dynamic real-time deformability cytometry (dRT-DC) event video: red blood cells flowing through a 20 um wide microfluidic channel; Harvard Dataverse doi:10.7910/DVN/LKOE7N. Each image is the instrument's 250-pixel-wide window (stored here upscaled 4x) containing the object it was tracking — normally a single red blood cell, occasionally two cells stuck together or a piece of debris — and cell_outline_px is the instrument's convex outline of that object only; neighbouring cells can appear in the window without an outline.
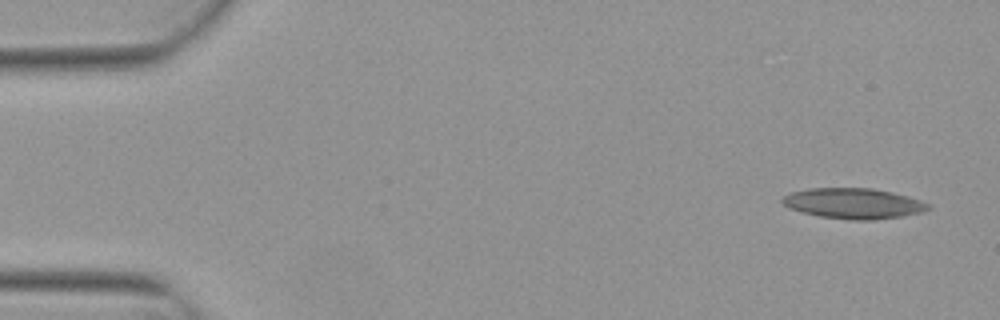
{"species": "Egyptian fruit bat (a non-hibernating species)", "species_latin": "Rousettus aegyptiacus", "temperature_condition": "warm", "stored_images_in_passage": 5, "camera_frame_rate_fps": 3000, "um_per_image_px": 0.085, "animal": {"sex": "female"}, "frame": {"image": 1, "passage_image": 1, "time_ms": 0.0, "image_size_px": [1000, 320], "cell_outline_px": [[932, 208], [924, 212], [904, 216], [872, 220], [852, 220], [820, 216], [788, 208], [780, 200], [784, 196], [792, 192], [808, 188], [872, 188], [908, 196], [932, 204]], "centroid_in_image_um": [72.6, 17.29], "position_along_channel_um": 12.4, "area_um2": 26.01}}
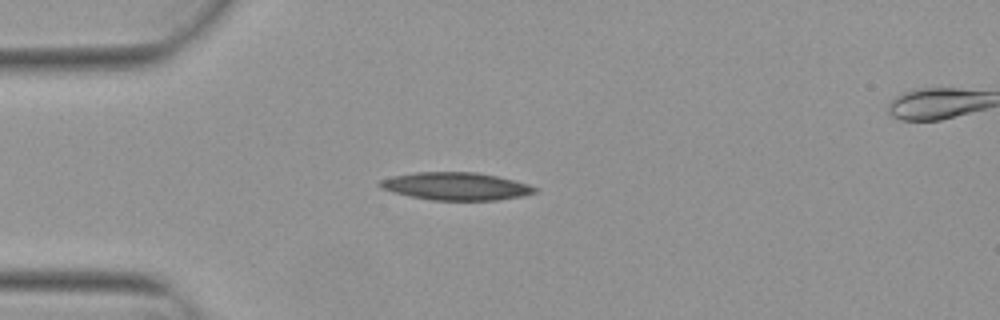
{"frame": {"image": 2, "passage_image": 4, "time_ms": 1.0, "image_size_px": [1000, 320], "cell_outline_px": [[540, 192], [524, 196], [500, 200], [432, 200], [392, 192], [380, 188], [376, 184], [380, 180], [392, 176], [416, 172], [476, 172], [496, 176], [528, 184], [540, 188]], "centroid_in_image_um": [38.79, 15.83], "position_along_channel_um": 46.2, "area_um2": 25.2}}